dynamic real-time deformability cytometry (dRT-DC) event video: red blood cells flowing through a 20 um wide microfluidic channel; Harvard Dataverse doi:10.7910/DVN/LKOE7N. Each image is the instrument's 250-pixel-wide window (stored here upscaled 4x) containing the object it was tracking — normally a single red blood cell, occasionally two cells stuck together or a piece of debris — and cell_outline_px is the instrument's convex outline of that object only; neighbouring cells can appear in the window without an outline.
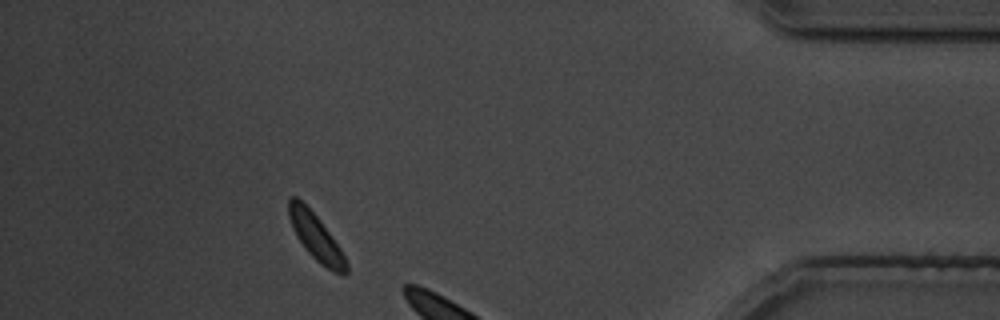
{"species": "common noctule bat (a hibernating species)", "species_latin": "Nyctalus noctula", "temperature_condition": "cold", "stored_images_in_passage": 26, "camera_frame_rate_fps": 3000, "um_per_image_px": 0.085, "animal": {"sex": "male", "body_mass_g": 19.5, "forearm_length_mm": 54.6}, "frame": {"image": 1, "passage_image": 22, "time_ms": 27.0, "image_size_px": [1000, 320], "cell_outline_px": [[348, 272], [344, 276], [332, 272], [320, 264], [308, 252], [296, 236], [292, 228], [288, 216], [288, 196], [296, 196], [320, 220], [340, 248], [348, 264]], "centroid_in_image_um": [26.85, 20.18], "position_along_channel_um": 408.4, "area_um2": 15.55}}